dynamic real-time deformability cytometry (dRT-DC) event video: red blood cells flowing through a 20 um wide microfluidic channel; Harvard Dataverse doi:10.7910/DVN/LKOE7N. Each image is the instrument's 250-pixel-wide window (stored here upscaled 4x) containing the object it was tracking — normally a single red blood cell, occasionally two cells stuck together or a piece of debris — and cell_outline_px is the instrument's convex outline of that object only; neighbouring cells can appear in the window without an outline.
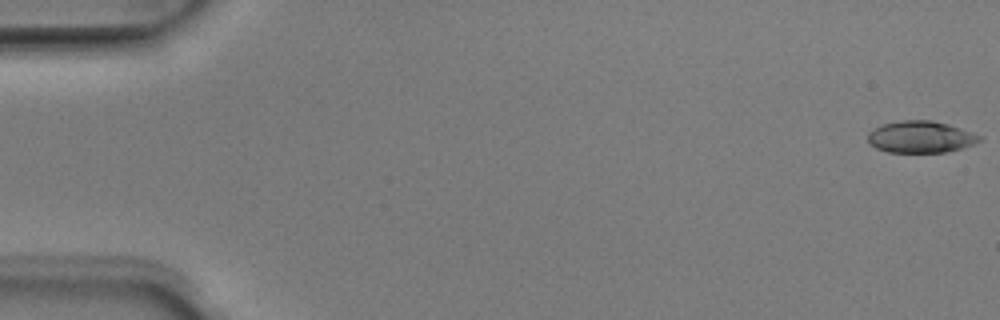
{"species": "Egyptian fruit bat (a non-hibernating species)", "species_latin": "Rousettus aegyptiacus", "temperature_condition": "room temperature", "stored_images_in_passage": 51, "camera_frame_rate_fps": 3000, "um_per_image_px": 0.085, "animal": {"sex": "male"}, "frame": {"image": 1, "passage_image": 1, "time_ms": 0.0, "image_size_px": [1000, 320], "cell_outline_px": [[984, 136], [980, 140], [972, 144], [948, 152], [888, 152], [876, 148], [868, 140], [868, 132], [884, 124], [900, 120], [932, 120], [948, 124]], "centroid_in_image_um": [78.27, 11.63], "position_along_channel_um": 6.7, "area_um2": 20.52}}
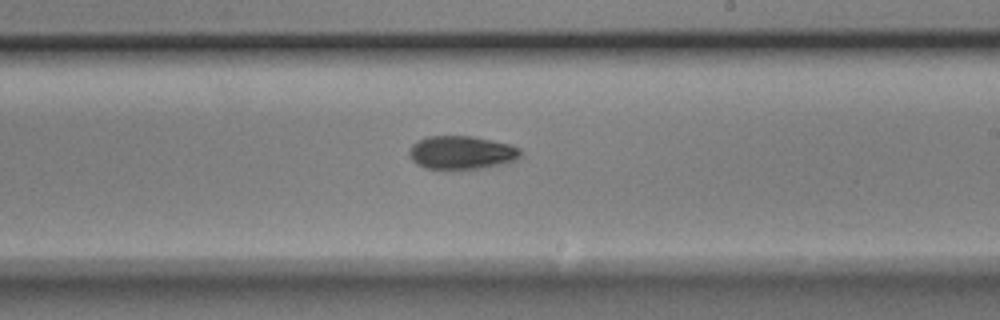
{"frame": {"image": 2, "passage_image": 30, "time_ms": 9.667, "image_size_px": [1000, 320], "cell_outline_px": [[524, 152], [516, 160], [504, 164], [480, 168], [424, 168], [416, 164], [408, 156], [408, 152], [412, 144], [416, 140], [428, 136], [472, 136], [512, 144], [520, 148]], "centroid_in_image_um": [39.25, 12.95], "position_along_channel_um": 249.8, "area_um2": 21.85}}
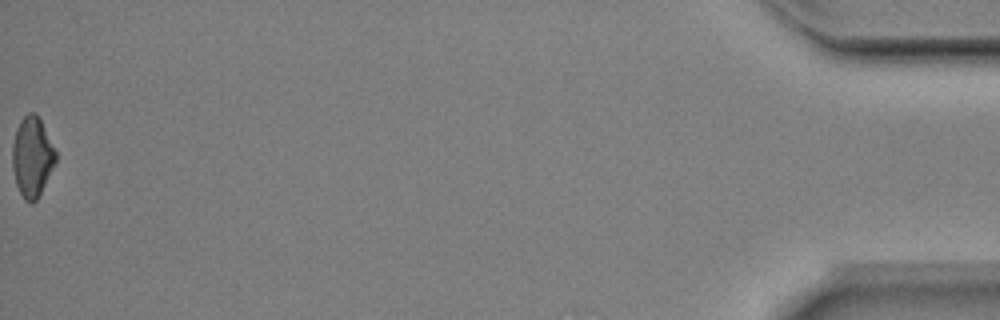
{"frame": {"image": 3, "passage_image": 51, "time_ms": 16.667, "image_size_px": [1000, 320], "cell_outline_px": [[56, 160], [36, 200], [32, 204], [24, 200], [16, 184], [12, 168], [12, 144], [16, 128], [20, 120], [28, 112], [36, 112], [56, 152]], "centroid_in_image_um": [2.69, 13.31], "position_along_channel_um": 432.5, "area_um2": 19.94}, "authors_computed_cell_mechanics": {"area_um2": 21.097, "velocity_mm_per_s": 4.0384, "shape_relaxation_time_tau1_ms": 4.6531, "shape_relaxation_time_tau2_ms": null, "deformation_change_tau1": 0.1636, "deformation_change_tau2": null}}